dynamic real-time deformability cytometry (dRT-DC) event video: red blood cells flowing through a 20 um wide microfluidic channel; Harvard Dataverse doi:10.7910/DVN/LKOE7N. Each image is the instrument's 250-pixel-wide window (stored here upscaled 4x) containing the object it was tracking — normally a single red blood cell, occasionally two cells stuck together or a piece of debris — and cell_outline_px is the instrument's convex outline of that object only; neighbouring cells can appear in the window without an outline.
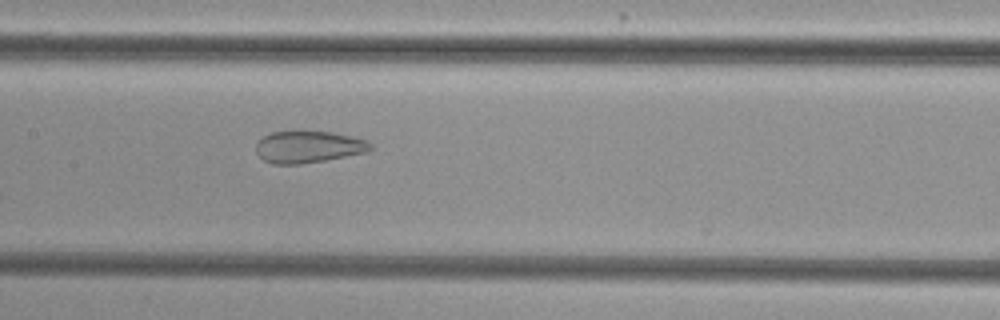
{"species": "common noctule bat (a hibernating species)", "species_latin": "Nyctalus noctula", "temperature_condition": "cold", "stored_images_in_passage": 38, "camera_frame_rate_fps": 3000, "um_per_image_px": 0.085, "animal": {"sex": "female", "body_mass_g": 29.2, "forearm_length_mm": 56.3}, "frame": {"image": 1, "passage_image": 11, "time_ms": 3.333, "image_size_px": [1000, 320], "cell_outline_px": [[372, 148], [368, 152], [324, 160], [300, 164], [272, 164], [264, 160], [256, 152], [256, 144], [264, 136], [272, 132], [332, 132], [368, 140], [372, 144]], "centroid_in_image_um": [26.24, 12.49], "position_along_channel_um": 181.2, "area_um2": 21.04}}
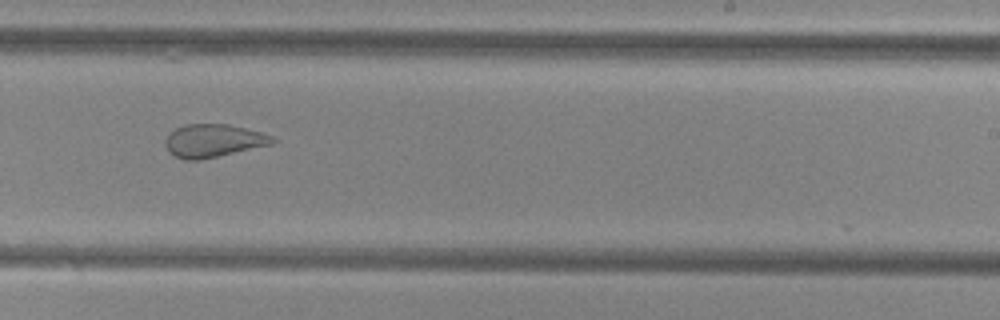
{"frame": {"image": 2, "passage_image": 18, "time_ms": 5.667, "image_size_px": [1000, 320], "cell_outline_px": [[276, 140], [272, 144], [200, 160], [184, 160], [168, 152], [164, 144], [164, 140], [168, 132], [184, 124], [228, 124], [260, 132], [272, 136]], "centroid_in_image_um": [18.07, 11.96], "position_along_channel_um": 270.9, "area_um2": 20.63}}
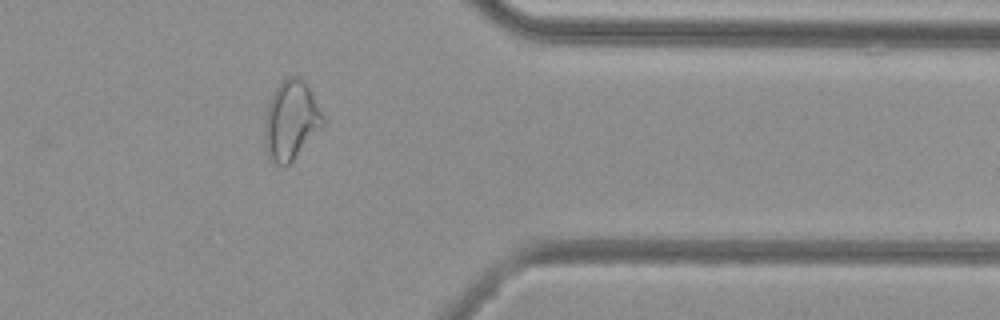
{"frame": {"image": 3, "passage_image": 28, "time_ms": 9.0, "image_size_px": [1000, 320], "cell_outline_px": [[324, 128], [284, 168], [280, 168], [268, 156], [264, 144], [264, 124], [268, 104], [272, 92], [288, 76], [300, 76], [308, 84], [324, 116]], "centroid_in_image_um": [24.75, 10.24], "position_along_channel_um": 386.6, "area_um2": 27.4}, "authors_computed_cell_mechanics": {"area_um2": 24.4494, "velocity_mm_per_s": 3.8514, "shape_relaxation_time_tau1_ms": null, "shape_relaxation_time_tau2_ms": 1.5847, "deformation_change_tau1": null, "deformation_change_tau2": 0.0974}}